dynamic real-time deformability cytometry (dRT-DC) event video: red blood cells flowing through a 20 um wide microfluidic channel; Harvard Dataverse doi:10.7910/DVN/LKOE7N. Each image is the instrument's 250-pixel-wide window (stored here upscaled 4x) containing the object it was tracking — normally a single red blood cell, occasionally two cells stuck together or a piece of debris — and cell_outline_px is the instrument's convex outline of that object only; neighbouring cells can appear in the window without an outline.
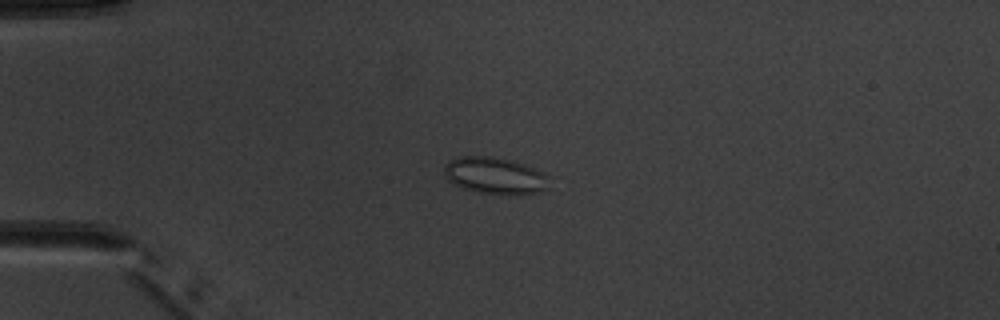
{"species": "common noctule bat (a hibernating species)", "species_latin": "Nyctalus noctula", "temperature_condition": "warm", "stored_images_in_passage": 5, "camera_frame_rate_fps": 3000, "um_per_image_px": 0.085, "animal": {"sex": "male", "body_mass_g": 20.1, "forearm_length_mm": 53.5}, "frame": {"image": 1, "passage_image": 4, "time_ms": 3.667, "image_size_px": [1000, 320], "cell_outline_px": [[556, 176], [548, 188], [540, 192], [520, 196], [508, 196], [476, 192], [452, 184], [448, 180], [444, 172], [444, 164], [448, 160], [460, 156], [492, 156], [512, 160], [524, 164]], "centroid_in_image_um": [42.19, 14.95], "position_along_channel_um": 42.8, "area_um2": 23.7}}